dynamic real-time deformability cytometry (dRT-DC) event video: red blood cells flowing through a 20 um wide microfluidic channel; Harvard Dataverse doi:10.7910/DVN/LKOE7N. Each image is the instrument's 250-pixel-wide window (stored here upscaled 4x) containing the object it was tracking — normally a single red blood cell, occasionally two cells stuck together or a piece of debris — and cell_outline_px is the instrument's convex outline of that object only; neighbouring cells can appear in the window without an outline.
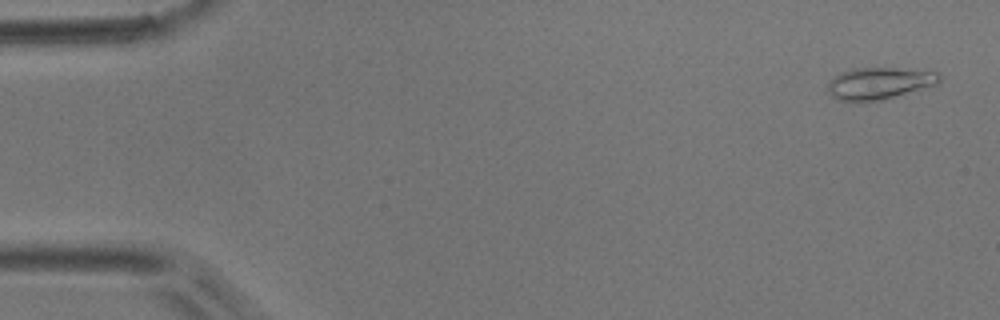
{"species": "common noctule bat (a hibernating species)", "species_latin": "Nyctalus noctula", "temperature_condition": "room temperature", "stored_images_in_passage": 52, "camera_frame_rate_fps": 3000, "um_per_image_px": 0.085, "animal": {"sex": "male", "body_mass_g": 17.9}, "frame": {"image": 1, "passage_image": 2, "time_ms": 0.333, "image_size_px": [1000, 320], "cell_outline_px": [[940, 80], [936, 84], [924, 88], [880, 100], [840, 100], [832, 96], [828, 92], [828, 84], [840, 72], [852, 68], [896, 68], [940, 72]], "centroid_in_image_um": [74.75, 7.05], "position_along_channel_um": 10.2, "area_um2": 20.29}}
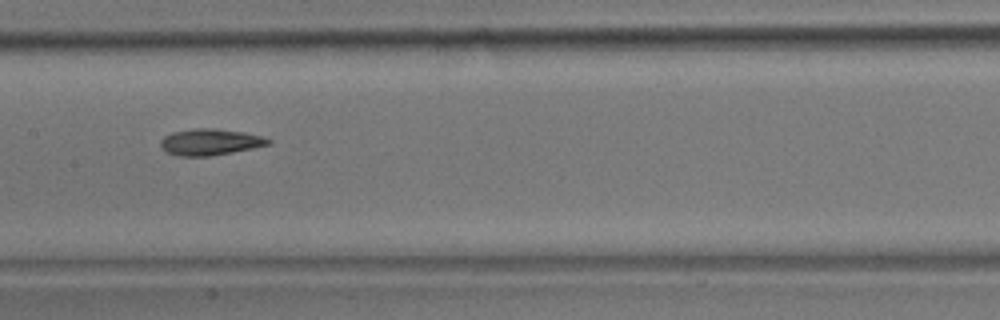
{"frame": {"image": 2, "passage_image": 26, "time_ms": 8.333, "image_size_px": [1000, 320], "cell_outline_px": [[272, 144], [232, 152], [208, 156], [176, 156], [160, 148], [160, 140], [164, 136], [172, 132], [192, 128], [216, 128], [244, 132], [260, 136], [272, 140]], "centroid_in_image_um": [17.83, 12.06], "position_along_channel_um": 189.6, "area_um2": 16.65}}
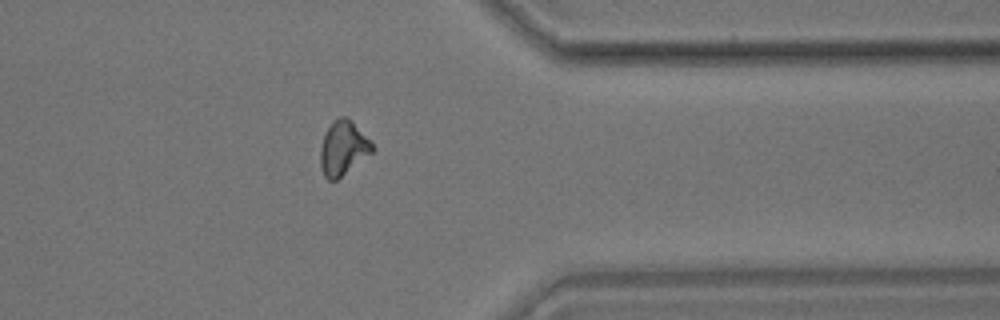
{"frame": {"image": 3, "passage_image": 42, "time_ms": 13.667, "image_size_px": [1000, 320], "cell_outline_px": [[376, 148], [372, 152], [336, 180], [328, 180], [324, 176], [320, 164], [320, 148], [324, 132], [332, 120], [340, 116], [348, 116]], "centroid_in_image_um": [29.13, 12.55], "position_along_channel_um": 382.3, "area_um2": 16.42}, "authors_computed_cell_mechanics": {"area_um2": 16.3574, "velocity_mm_per_s": 3.8129, "shape_relaxation_time_tau1_ms": 9.3775, "shape_relaxation_time_tau2_ms": 6.5127, "deformation_change_tau1": 0.1953, "deformation_change_tau2": 0.1533}}